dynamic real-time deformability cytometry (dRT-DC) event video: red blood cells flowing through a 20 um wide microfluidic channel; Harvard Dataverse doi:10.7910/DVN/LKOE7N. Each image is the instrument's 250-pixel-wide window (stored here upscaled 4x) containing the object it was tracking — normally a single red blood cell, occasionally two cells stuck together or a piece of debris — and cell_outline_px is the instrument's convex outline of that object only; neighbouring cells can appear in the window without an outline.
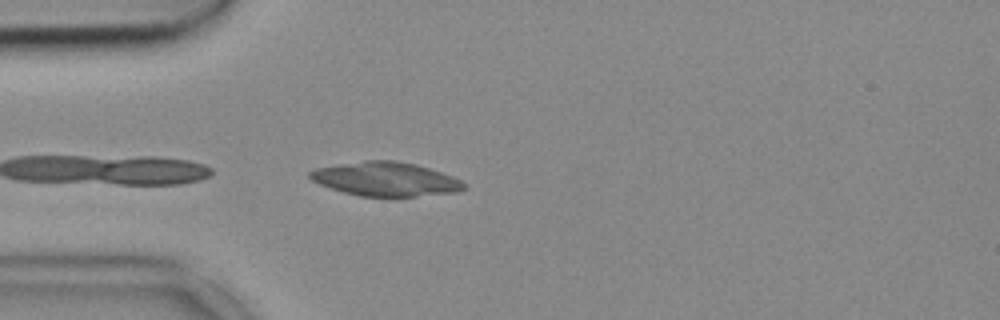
{"species": "common noctule bat (a hibernating species)", "species_latin": "Nyctalus noctula", "temperature_condition": "cold", "stored_images_in_passage": 8, "camera_frame_rate_fps": 3000, "um_per_image_px": 0.085, "animal": {"sex": "female", "body_mass_g": 18.4}, "frame": {"image": 1, "passage_image": 2, "time_ms": 0.333, "image_size_px": [1000, 320], "cell_outline_px": [[468, 188], [456, 192], [416, 196], [360, 196], [344, 192], [320, 184], [312, 180], [308, 176], [308, 172], [316, 168], [364, 160], [396, 160], [416, 164], [452, 176], [468, 184]], "centroid_in_image_um": [32.8, 15.21], "position_along_channel_um": 52.2, "area_um2": 30.4}}